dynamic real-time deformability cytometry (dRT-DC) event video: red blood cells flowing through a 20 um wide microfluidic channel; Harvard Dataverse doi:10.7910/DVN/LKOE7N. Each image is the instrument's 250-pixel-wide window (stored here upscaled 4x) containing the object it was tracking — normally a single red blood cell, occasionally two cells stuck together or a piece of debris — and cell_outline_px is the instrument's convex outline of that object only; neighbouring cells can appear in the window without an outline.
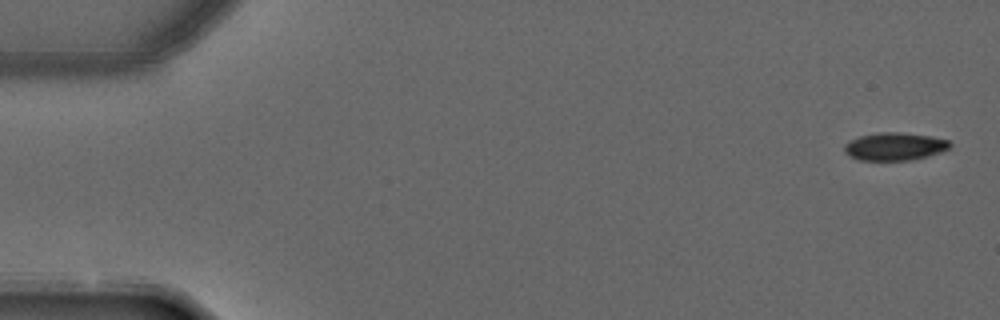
{"species": "common noctule bat (a hibernating species)", "species_latin": "Nyctalus noctula", "temperature_condition": "warm", "stored_images_in_passage": 5, "camera_frame_rate_fps": 3000, "um_per_image_px": 0.085, "animal": {"sex": "male", "forearm_length_mm": 52.5}, "frame": {"image": 1, "passage_image": 1, "time_ms": 0.0, "image_size_px": [1000, 320], "cell_outline_px": [[952, 144], [948, 148], [940, 152], [928, 156], [912, 160], [860, 160], [848, 156], [844, 152], [844, 144], [848, 140], [860, 136], [880, 132], [900, 132], [928, 136], [948, 140]], "centroid_in_image_um": [76.0, 12.45], "position_along_channel_um": 9.0, "area_um2": 17.11}}